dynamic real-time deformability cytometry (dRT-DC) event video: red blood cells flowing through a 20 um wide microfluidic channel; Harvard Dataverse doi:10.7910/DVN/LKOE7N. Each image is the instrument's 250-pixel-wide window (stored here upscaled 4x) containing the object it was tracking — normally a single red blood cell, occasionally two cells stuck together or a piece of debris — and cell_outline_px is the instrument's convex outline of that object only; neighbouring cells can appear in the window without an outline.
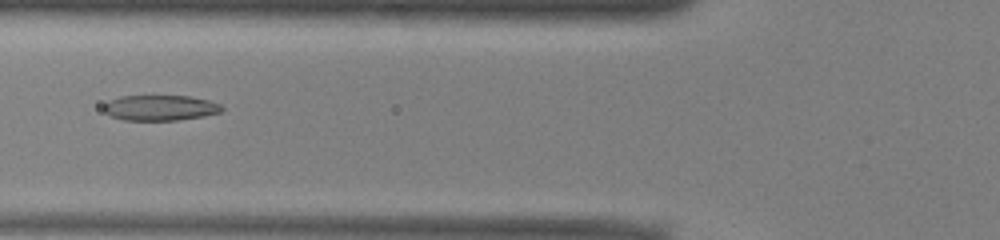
{"species": "common noctule bat (a hibernating species)", "species_latin": "Nyctalus noctula", "temperature_condition": "warm", "stored_images_in_passage": 51, "camera_frame_rate_fps": 3000, "um_per_image_px": 0.085, "animal": {"sex": "male", "body_mass_g": 13.0, "forearm_length_mm": 53.1}, "frame": {"image": 1, "passage_image": 19, "time_ms": 6.0, "image_size_px": [1000, 240], "cell_outline_px": [[224, 108], [220, 112], [204, 116], [176, 120], [124, 120], [112, 116], [104, 112], [104, 104], [108, 100], [120, 96], [188, 96], [208, 100], [220, 104]], "centroid_in_image_um": [13.6, 9.16], "position_along_channel_um": 112.2, "area_um2": 17.46}}
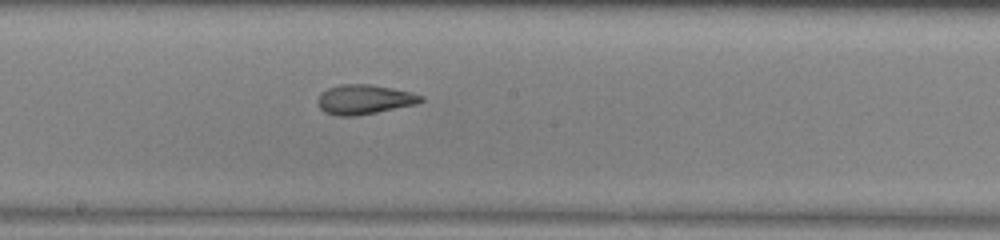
{"frame": {"image": 2, "passage_image": 27, "time_ms": 8.667, "image_size_px": [1000, 240], "cell_outline_px": [[424, 100], [416, 104], [356, 116], [336, 116], [324, 112], [316, 104], [316, 100], [320, 92], [328, 88], [340, 84], [368, 84], [392, 88], [412, 92], [424, 96]], "centroid_in_image_um": [30.92, 8.45], "position_along_channel_um": 217.3, "area_um2": 17.98}}
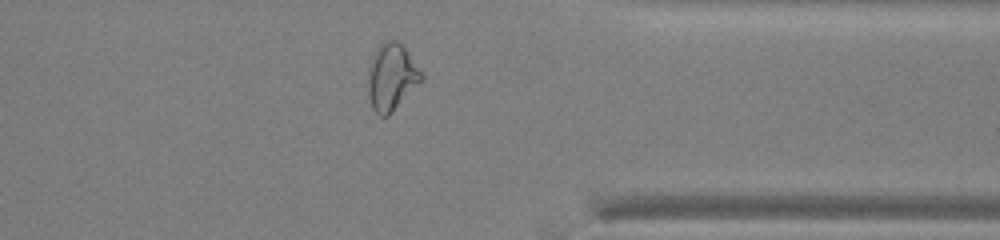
{"frame": {"image": 3, "passage_image": 40, "time_ms": 13.0, "image_size_px": [1000, 240], "cell_outline_px": [[424, 80], [388, 116], [380, 116], [372, 108], [368, 96], [368, 68], [372, 56], [376, 48], [384, 40], [396, 40], [404, 48], [424, 76]], "centroid_in_image_um": [33.27, 6.56], "position_along_channel_um": 378.1, "area_um2": 20.81}, "authors_computed_cell_mechanics": {"area_um2": 20.0566, "velocity_mm_per_s": 3.9337, "shape_relaxation_time_tau1_ms": 9.7076, "shape_relaxation_time_tau2_ms": 2.3523, "deformation_change_tau1": 0.2645, "deformation_change_tau2": 0.1111}}